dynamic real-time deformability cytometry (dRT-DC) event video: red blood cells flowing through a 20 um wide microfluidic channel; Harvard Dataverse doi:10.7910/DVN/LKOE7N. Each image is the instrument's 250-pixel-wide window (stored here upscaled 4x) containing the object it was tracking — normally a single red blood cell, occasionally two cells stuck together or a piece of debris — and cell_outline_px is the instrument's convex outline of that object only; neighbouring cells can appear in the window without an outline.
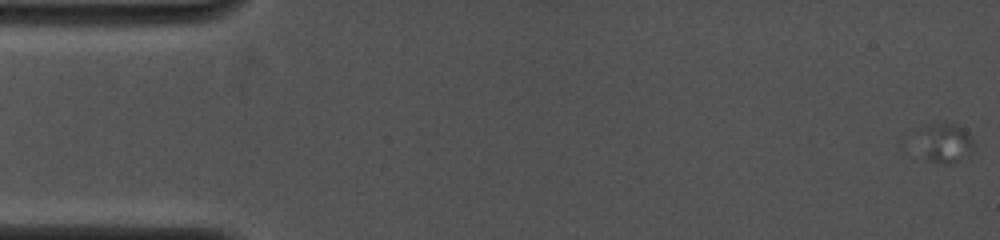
{"species": "common noctule bat (a hibernating species)", "species_latin": "Nyctalus noctula", "temperature_condition": "cold", "stored_images_in_passage": 27, "camera_frame_rate_fps": 4000, "um_per_image_px": 0.085, "animal": {"sex": "female", "body_mass_g": 19.0, "forearm_length_mm": 53.3}, "frame": {"image": 1, "passage_image": 1, "time_ms": 0.0, "image_size_px": [1000, 240], "cell_outline_px": [[972, 152], [948, 164], [944, 164], [924, 160], [920, 132], [924, 128], [932, 124], [952, 124], [964, 128], [972, 140]], "centroid_in_image_um": [80.33, 12.17], "position_along_channel_um": 4.7, "area_um2": 12.14}}
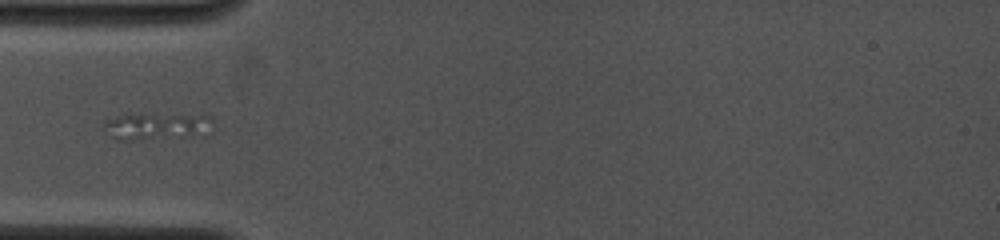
{"frame": {"image": 2, "passage_image": 11, "time_ms": 5.25, "image_size_px": [1000, 240], "cell_outline_px": [[212, 120], [204, 136], [128, 140], [116, 140], [100, 128], [104, 120], [120, 116], [212, 116]], "centroid_in_image_um": [13.24, 10.79], "position_along_channel_um": 71.8, "area_um2": 16.47}}